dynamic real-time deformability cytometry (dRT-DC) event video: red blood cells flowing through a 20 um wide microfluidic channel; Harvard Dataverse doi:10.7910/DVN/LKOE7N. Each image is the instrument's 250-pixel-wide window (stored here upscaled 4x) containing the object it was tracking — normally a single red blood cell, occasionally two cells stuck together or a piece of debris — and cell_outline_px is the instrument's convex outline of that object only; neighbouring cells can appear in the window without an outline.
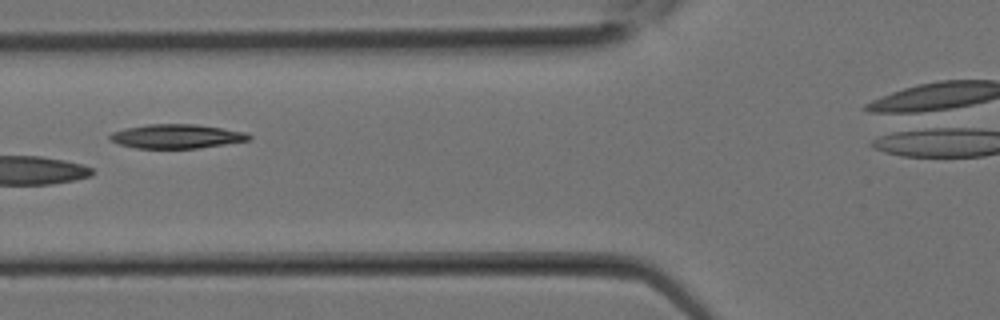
{"species": "Egyptian fruit bat (a non-hibernating species)", "species_latin": "Rousettus aegyptiacus", "temperature_condition": "room temperature", "stored_images_in_passage": 16, "camera_frame_rate_fps": 3000, "um_per_image_px": 0.085, "animal": {"sex": "female"}, "frame": {"image": 1, "passage_image": 10, "time_ms": 3.0, "image_size_px": [1000, 320], "cell_outline_px": [[252, 140], [196, 148], [136, 148], [120, 144], [108, 140], [108, 136], [112, 132], [124, 128], [148, 124], [196, 124], [244, 132], [252, 136]], "centroid_in_image_um": [14.97, 11.58], "position_along_channel_um": 110.8, "area_um2": 19.48}}
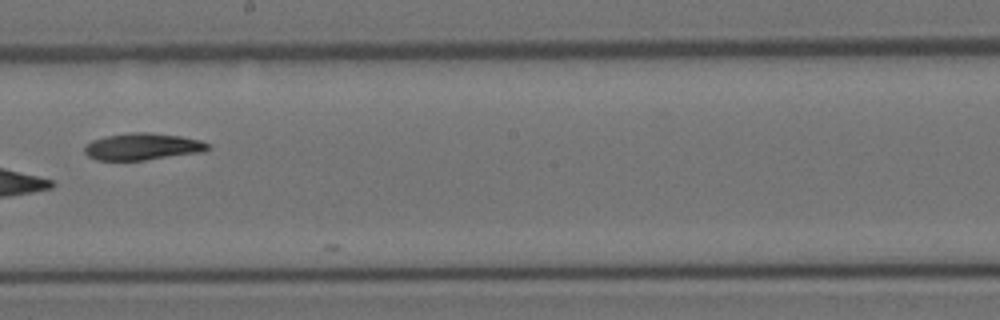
{"frame": {"image": 2, "passage_image": 15, "time_ms": 4.667, "image_size_px": [1000, 320], "cell_outline_px": [[212, 148], [204, 152], [144, 160], [96, 160], [88, 156], [84, 152], [84, 144], [92, 140], [104, 136], [132, 132], [148, 132], [180, 136], [200, 140], [208, 144]], "centroid_in_image_um": [12.1, 12.46], "position_along_channel_um": 236.1, "area_um2": 19.48}}